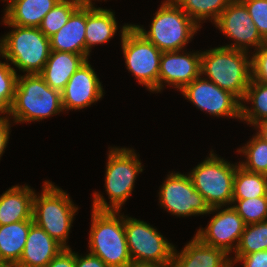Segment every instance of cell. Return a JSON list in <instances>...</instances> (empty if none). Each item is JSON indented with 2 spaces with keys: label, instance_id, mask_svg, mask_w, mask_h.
<instances>
[{
  "label": "cell",
  "instance_id": "cell-28",
  "mask_svg": "<svg viewBox=\"0 0 267 267\" xmlns=\"http://www.w3.org/2000/svg\"><path fill=\"white\" fill-rule=\"evenodd\" d=\"M236 152L243 156L239 165L245 170L267 175V142L259 138L255 133Z\"/></svg>",
  "mask_w": 267,
  "mask_h": 267
},
{
  "label": "cell",
  "instance_id": "cell-13",
  "mask_svg": "<svg viewBox=\"0 0 267 267\" xmlns=\"http://www.w3.org/2000/svg\"><path fill=\"white\" fill-rule=\"evenodd\" d=\"M208 214H213L210 221L206 227H199L194 236L204 244L223 249L232 256L245 230L244 220L231 205L213 207Z\"/></svg>",
  "mask_w": 267,
  "mask_h": 267
},
{
  "label": "cell",
  "instance_id": "cell-5",
  "mask_svg": "<svg viewBox=\"0 0 267 267\" xmlns=\"http://www.w3.org/2000/svg\"><path fill=\"white\" fill-rule=\"evenodd\" d=\"M1 20L11 31L0 37V57L13 64L15 71L40 74L51 53L50 38L39 28L12 25L3 17Z\"/></svg>",
  "mask_w": 267,
  "mask_h": 267
},
{
  "label": "cell",
  "instance_id": "cell-6",
  "mask_svg": "<svg viewBox=\"0 0 267 267\" xmlns=\"http://www.w3.org/2000/svg\"><path fill=\"white\" fill-rule=\"evenodd\" d=\"M161 3L148 30L141 24L132 25L162 52L186 49L201 28L173 0Z\"/></svg>",
  "mask_w": 267,
  "mask_h": 267
},
{
  "label": "cell",
  "instance_id": "cell-34",
  "mask_svg": "<svg viewBox=\"0 0 267 267\" xmlns=\"http://www.w3.org/2000/svg\"><path fill=\"white\" fill-rule=\"evenodd\" d=\"M251 80L267 84V42L251 52Z\"/></svg>",
  "mask_w": 267,
  "mask_h": 267
},
{
  "label": "cell",
  "instance_id": "cell-11",
  "mask_svg": "<svg viewBox=\"0 0 267 267\" xmlns=\"http://www.w3.org/2000/svg\"><path fill=\"white\" fill-rule=\"evenodd\" d=\"M158 202L168 214L177 217L208 215L209 205L204 197L195 189L190 176L172 171L167 174L159 187Z\"/></svg>",
  "mask_w": 267,
  "mask_h": 267
},
{
  "label": "cell",
  "instance_id": "cell-21",
  "mask_svg": "<svg viewBox=\"0 0 267 267\" xmlns=\"http://www.w3.org/2000/svg\"><path fill=\"white\" fill-rule=\"evenodd\" d=\"M86 3H83L67 23L50 37L51 50L71 52L86 57Z\"/></svg>",
  "mask_w": 267,
  "mask_h": 267
},
{
  "label": "cell",
  "instance_id": "cell-10",
  "mask_svg": "<svg viewBox=\"0 0 267 267\" xmlns=\"http://www.w3.org/2000/svg\"><path fill=\"white\" fill-rule=\"evenodd\" d=\"M124 230L132 262L170 266L175 245L146 221L124 215Z\"/></svg>",
  "mask_w": 267,
  "mask_h": 267
},
{
  "label": "cell",
  "instance_id": "cell-25",
  "mask_svg": "<svg viewBox=\"0 0 267 267\" xmlns=\"http://www.w3.org/2000/svg\"><path fill=\"white\" fill-rule=\"evenodd\" d=\"M263 120H267V84L251 80L241 101V122L253 126Z\"/></svg>",
  "mask_w": 267,
  "mask_h": 267
},
{
  "label": "cell",
  "instance_id": "cell-40",
  "mask_svg": "<svg viewBox=\"0 0 267 267\" xmlns=\"http://www.w3.org/2000/svg\"><path fill=\"white\" fill-rule=\"evenodd\" d=\"M128 267H169V266H162L158 264H147V263H135L132 262Z\"/></svg>",
  "mask_w": 267,
  "mask_h": 267
},
{
  "label": "cell",
  "instance_id": "cell-39",
  "mask_svg": "<svg viewBox=\"0 0 267 267\" xmlns=\"http://www.w3.org/2000/svg\"><path fill=\"white\" fill-rule=\"evenodd\" d=\"M256 130L255 134L263 141L267 142V120L260 121L253 125Z\"/></svg>",
  "mask_w": 267,
  "mask_h": 267
},
{
  "label": "cell",
  "instance_id": "cell-18",
  "mask_svg": "<svg viewBox=\"0 0 267 267\" xmlns=\"http://www.w3.org/2000/svg\"><path fill=\"white\" fill-rule=\"evenodd\" d=\"M169 267H232V263L223 249L206 245L194 236L180 252L175 247Z\"/></svg>",
  "mask_w": 267,
  "mask_h": 267
},
{
  "label": "cell",
  "instance_id": "cell-33",
  "mask_svg": "<svg viewBox=\"0 0 267 267\" xmlns=\"http://www.w3.org/2000/svg\"><path fill=\"white\" fill-rule=\"evenodd\" d=\"M247 8L261 37L267 42V0H240Z\"/></svg>",
  "mask_w": 267,
  "mask_h": 267
},
{
  "label": "cell",
  "instance_id": "cell-4",
  "mask_svg": "<svg viewBox=\"0 0 267 267\" xmlns=\"http://www.w3.org/2000/svg\"><path fill=\"white\" fill-rule=\"evenodd\" d=\"M62 112L61 93L49 87L40 74H19L9 112L13 125L42 121Z\"/></svg>",
  "mask_w": 267,
  "mask_h": 267
},
{
  "label": "cell",
  "instance_id": "cell-24",
  "mask_svg": "<svg viewBox=\"0 0 267 267\" xmlns=\"http://www.w3.org/2000/svg\"><path fill=\"white\" fill-rule=\"evenodd\" d=\"M33 220L0 225V264L18 263Z\"/></svg>",
  "mask_w": 267,
  "mask_h": 267
},
{
  "label": "cell",
  "instance_id": "cell-15",
  "mask_svg": "<svg viewBox=\"0 0 267 267\" xmlns=\"http://www.w3.org/2000/svg\"><path fill=\"white\" fill-rule=\"evenodd\" d=\"M201 75V50L164 51L159 67V93L167 88L179 92Z\"/></svg>",
  "mask_w": 267,
  "mask_h": 267
},
{
  "label": "cell",
  "instance_id": "cell-3",
  "mask_svg": "<svg viewBox=\"0 0 267 267\" xmlns=\"http://www.w3.org/2000/svg\"><path fill=\"white\" fill-rule=\"evenodd\" d=\"M45 180L42 190L33 198V223L47 232L63 248L68 245L72 223L77 215L78 205H75L67 191Z\"/></svg>",
  "mask_w": 267,
  "mask_h": 267
},
{
  "label": "cell",
  "instance_id": "cell-38",
  "mask_svg": "<svg viewBox=\"0 0 267 267\" xmlns=\"http://www.w3.org/2000/svg\"><path fill=\"white\" fill-rule=\"evenodd\" d=\"M75 267H109L99 257L90 254L87 250V254L80 255L75 253Z\"/></svg>",
  "mask_w": 267,
  "mask_h": 267
},
{
  "label": "cell",
  "instance_id": "cell-35",
  "mask_svg": "<svg viewBox=\"0 0 267 267\" xmlns=\"http://www.w3.org/2000/svg\"><path fill=\"white\" fill-rule=\"evenodd\" d=\"M232 267L241 263L242 267H267V250L257 251L242 257H231Z\"/></svg>",
  "mask_w": 267,
  "mask_h": 267
},
{
  "label": "cell",
  "instance_id": "cell-26",
  "mask_svg": "<svg viewBox=\"0 0 267 267\" xmlns=\"http://www.w3.org/2000/svg\"><path fill=\"white\" fill-rule=\"evenodd\" d=\"M173 1L201 28V24L205 23L206 20L214 24L232 0Z\"/></svg>",
  "mask_w": 267,
  "mask_h": 267
},
{
  "label": "cell",
  "instance_id": "cell-2",
  "mask_svg": "<svg viewBox=\"0 0 267 267\" xmlns=\"http://www.w3.org/2000/svg\"><path fill=\"white\" fill-rule=\"evenodd\" d=\"M201 75L241 102L251 81V53L224 46L201 50Z\"/></svg>",
  "mask_w": 267,
  "mask_h": 267
},
{
  "label": "cell",
  "instance_id": "cell-27",
  "mask_svg": "<svg viewBox=\"0 0 267 267\" xmlns=\"http://www.w3.org/2000/svg\"><path fill=\"white\" fill-rule=\"evenodd\" d=\"M267 196V175L245 170L239 164L234 175L232 199Z\"/></svg>",
  "mask_w": 267,
  "mask_h": 267
},
{
  "label": "cell",
  "instance_id": "cell-1",
  "mask_svg": "<svg viewBox=\"0 0 267 267\" xmlns=\"http://www.w3.org/2000/svg\"><path fill=\"white\" fill-rule=\"evenodd\" d=\"M105 170V193L109 202L99 191L93 193L91 209L121 212L122 206L131 197L137 176L144 166L134 148L110 146Z\"/></svg>",
  "mask_w": 267,
  "mask_h": 267
},
{
  "label": "cell",
  "instance_id": "cell-22",
  "mask_svg": "<svg viewBox=\"0 0 267 267\" xmlns=\"http://www.w3.org/2000/svg\"><path fill=\"white\" fill-rule=\"evenodd\" d=\"M86 60L84 55L51 50L40 75L49 87L61 93L71 76Z\"/></svg>",
  "mask_w": 267,
  "mask_h": 267
},
{
  "label": "cell",
  "instance_id": "cell-29",
  "mask_svg": "<svg viewBox=\"0 0 267 267\" xmlns=\"http://www.w3.org/2000/svg\"><path fill=\"white\" fill-rule=\"evenodd\" d=\"M83 3L82 0H60L44 16L38 28L46 37L50 38L67 23L71 15Z\"/></svg>",
  "mask_w": 267,
  "mask_h": 267
},
{
  "label": "cell",
  "instance_id": "cell-30",
  "mask_svg": "<svg viewBox=\"0 0 267 267\" xmlns=\"http://www.w3.org/2000/svg\"><path fill=\"white\" fill-rule=\"evenodd\" d=\"M264 250H267V220L246 225L239 245L231 257H242L253 252Z\"/></svg>",
  "mask_w": 267,
  "mask_h": 267
},
{
  "label": "cell",
  "instance_id": "cell-16",
  "mask_svg": "<svg viewBox=\"0 0 267 267\" xmlns=\"http://www.w3.org/2000/svg\"><path fill=\"white\" fill-rule=\"evenodd\" d=\"M105 90L95 69L86 60L83 65L71 76L61 92L63 111H80L91 107L103 98Z\"/></svg>",
  "mask_w": 267,
  "mask_h": 267
},
{
  "label": "cell",
  "instance_id": "cell-36",
  "mask_svg": "<svg viewBox=\"0 0 267 267\" xmlns=\"http://www.w3.org/2000/svg\"><path fill=\"white\" fill-rule=\"evenodd\" d=\"M46 267H75V251L63 248Z\"/></svg>",
  "mask_w": 267,
  "mask_h": 267
},
{
  "label": "cell",
  "instance_id": "cell-17",
  "mask_svg": "<svg viewBox=\"0 0 267 267\" xmlns=\"http://www.w3.org/2000/svg\"><path fill=\"white\" fill-rule=\"evenodd\" d=\"M95 4L86 3V58L89 59L92 47L108 44L116 36L118 29L119 36L122 38L132 23H125L121 27L112 9L97 7ZM119 27V28H118Z\"/></svg>",
  "mask_w": 267,
  "mask_h": 267
},
{
  "label": "cell",
  "instance_id": "cell-7",
  "mask_svg": "<svg viewBox=\"0 0 267 267\" xmlns=\"http://www.w3.org/2000/svg\"><path fill=\"white\" fill-rule=\"evenodd\" d=\"M89 253L109 267H128L132 263L124 230V213L91 209Z\"/></svg>",
  "mask_w": 267,
  "mask_h": 267
},
{
  "label": "cell",
  "instance_id": "cell-31",
  "mask_svg": "<svg viewBox=\"0 0 267 267\" xmlns=\"http://www.w3.org/2000/svg\"><path fill=\"white\" fill-rule=\"evenodd\" d=\"M246 225L267 220V196L248 199H232L231 205Z\"/></svg>",
  "mask_w": 267,
  "mask_h": 267
},
{
  "label": "cell",
  "instance_id": "cell-9",
  "mask_svg": "<svg viewBox=\"0 0 267 267\" xmlns=\"http://www.w3.org/2000/svg\"><path fill=\"white\" fill-rule=\"evenodd\" d=\"M121 40L125 67L138 84L152 93H159L160 51L131 25Z\"/></svg>",
  "mask_w": 267,
  "mask_h": 267
},
{
  "label": "cell",
  "instance_id": "cell-20",
  "mask_svg": "<svg viewBox=\"0 0 267 267\" xmlns=\"http://www.w3.org/2000/svg\"><path fill=\"white\" fill-rule=\"evenodd\" d=\"M63 249L47 232L33 224L17 264L23 267H46Z\"/></svg>",
  "mask_w": 267,
  "mask_h": 267
},
{
  "label": "cell",
  "instance_id": "cell-12",
  "mask_svg": "<svg viewBox=\"0 0 267 267\" xmlns=\"http://www.w3.org/2000/svg\"><path fill=\"white\" fill-rule=\"evenodd\" d=\"M180 93L185 100L208 115L241 121V102L202 75L186 85Z\"/></svg>",
  "mask_w": 267,
  "mask_h": 267
},
{
  "label": "cell",
  "instance_id": "cell-32",
  "mask_svg": "<svg viewBox=\"0 0 267 267\" xmlns=\"http://www.w3.org/2000/svg\"><path fill=\"white\" fill-rule=\"evenodd\" d=\"M18 73L5 59L0 60V114L9 115L17 85Z\"/></svg>",
  "mask_w": 267,
  "mask_h": 267
},
{
  "label": "cell",
  "instance_id": "cell-37",
  "mask_svg": "<svg viewBox=\"0 0 267 267\" xmlns=\"http://www.w3.org/2000/svg\"><path fill=\"white\" fill-rule=\"evenodd\" d=\"M12 120L8 115L0 114V159L2 158L11 134Z\"/></svg>",
  "mask_w": 267,
  "mask_h": 267
},
{
  "label": "cell",
  "instance_id": "cell-42",
  "mask_svg": "<svg viewBox=\"0 0 267 267\" xmlns=\"http://www.w3.org/2000/svg\"><path fill=\"white\" fill-rule=\"evenodd\" d=\"M84 3H91V4H93V1H94V4H95V1H102V0H82ZM104 1H106V0H104Z\"/></svg>",
  "mask_w": 267,
  "mask_h": 267
},
{
  "label": "cell",
  "instance_id": "cell-14",
  "mask_svg": "<svg viewBox=\"0 0 267 267\" xmlns=\"http://www.w3.org/2000/svg\"><path fill=\"white\" fill-rule=\"evenodd\" d=\"M231 44L224 47L236 50L254 52L266 41L259 34L246 6L240 0H232L214 23ZM234 42V43H233ZM255 48V49H254ZM250 49V50H249Z\"/></svg>",
  "mask_w": 267,
  "mask_h": 267
},
{
  "label": "cell",
  "instance_id": "cell-8",
  "mask_svg": "<svg viewBox=\"0 0 267 267\" xmlns=\"http://www.w3.org/2000/svg\"><path fill=\"white\" fill-rule=\"evenodd\" d=\"M239 164L219 157L211 149L208 157L189 171L195 189L210 208L232 205L234 175Z\"/></svg>",
  "mask_w": 267,
  "mask_h": 267
},
{
  "label": "cell",
  "instance_id": "cell-41",
  "mask_svg": "<svg viewBox=\"0 0 267 267\" xmlns=\"http://www.w3.org/2000/svg\"><path fill=\"white\" fill-rule=\"evenodd\" d=\"M0 267H23L17 263L0 264Z\"/></svg>",
  "mask_w": 267,
  "mask_h": 267
},
{
  "label": "cell",
  "instance_id": "cell-19",
  "mask_svg": "<svg viewBox=\"0 0 267 267\" xmlns=\"http://www.w3.org/2000/svg\"><path fill=\"white\" fill-rule=\"evenodd\" d=\"M35 189L28 184H16L0 195V225L23 220H33Z\"/></svg>",
  "mask_w": 267,
  "mask_h": 267
},
{
  "label": "cell",
  "instance_id": "cell-23",
  "mask_svg": "<svg viewBox=\"0 0 267 267\" xmlns=\"http://www.w3.org/2000/svg\"><path fill=\"white\" fill-rule=\"evenodd\" d=\"M60 0H9L3 18L12 25L38 28L44 16Z\"/></svg>",
  "mask_w": 267,
  "mask_h": 267
}]
</instances>
